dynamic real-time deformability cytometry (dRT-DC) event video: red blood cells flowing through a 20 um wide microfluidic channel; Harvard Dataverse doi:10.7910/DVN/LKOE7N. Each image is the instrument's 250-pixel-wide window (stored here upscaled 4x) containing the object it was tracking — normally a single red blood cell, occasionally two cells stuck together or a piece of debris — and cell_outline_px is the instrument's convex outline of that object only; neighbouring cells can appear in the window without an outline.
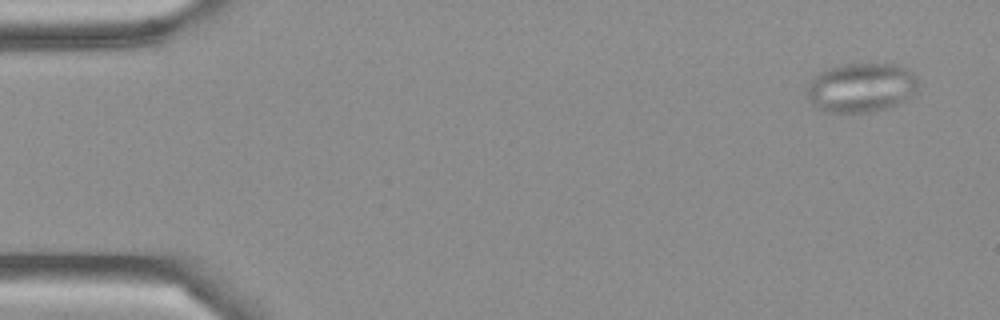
{"species": "Egyptian fruit bat (a non-hibernating species)", "species_latin": "Rousettus aegyptiacus", "temperature_condition": "cold", "stored_images_in_passage": 13, "camera_frame_rate_fps": 3000, "um_per_image_px": 0.085, "frame": {"image": 1, "passage_image": 3, "time_ms": 0.667, "image_size_px": [1000, 320], "cell_outline_px": [[916, 88], [912, 96], [900, 104], [888, 108], [868, 112], [824, 112], [816, 108], [812, 104], [804, 92], [808, 84], [820, 72], [828, 68], [844, 64], [896, 64], [908, 68], [916, 76]], "centroid_in_image_um": [73.19, 7.45], "position_along_channel_um": 11.8, "area_um2": 32.19}}